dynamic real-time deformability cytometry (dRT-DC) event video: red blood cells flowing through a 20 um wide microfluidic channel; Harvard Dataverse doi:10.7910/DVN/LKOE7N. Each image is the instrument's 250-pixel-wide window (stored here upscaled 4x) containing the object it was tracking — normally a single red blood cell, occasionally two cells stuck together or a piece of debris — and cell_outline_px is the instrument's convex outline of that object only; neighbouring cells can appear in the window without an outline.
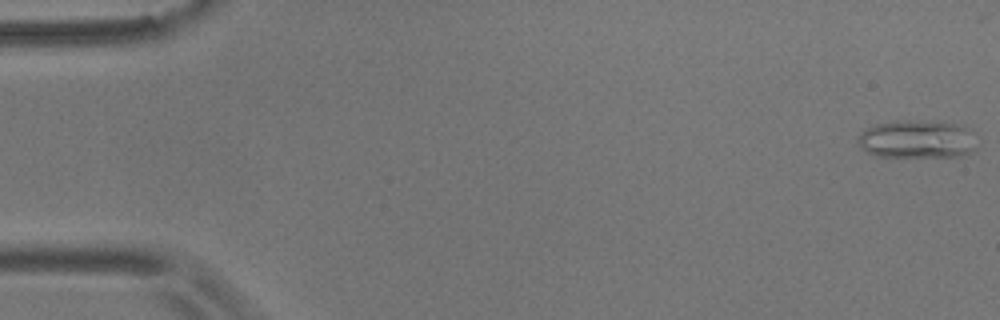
{"species": "common noctule bat (a hibernating species)", "species_latin": "Nyctalus noctula", "temperature_condition": "room temperature", "stored_images_in_passage": 24, "camera_frame_rate_fps": 3000, "um_per_image_px": 0.085, "animal": {"sex": "male", "body_mass_g": 17.9}, "frame": {"image": 1, "passage_image": 1, "time_ms": 0.0, "image_size_px": [1000, 320], "cell_outline_px": [[976, 152], [964, 156], [876, 156], [860, 148], [856, 140], [860, 132], [872, 124], [896, 120], [904, 120], [956, 124], [964, 128], [976, 148]], "centroid_in_image_um": [77.83, 11.85], "position_along_channel_um": 7.2, "area_um2": 26.07}}
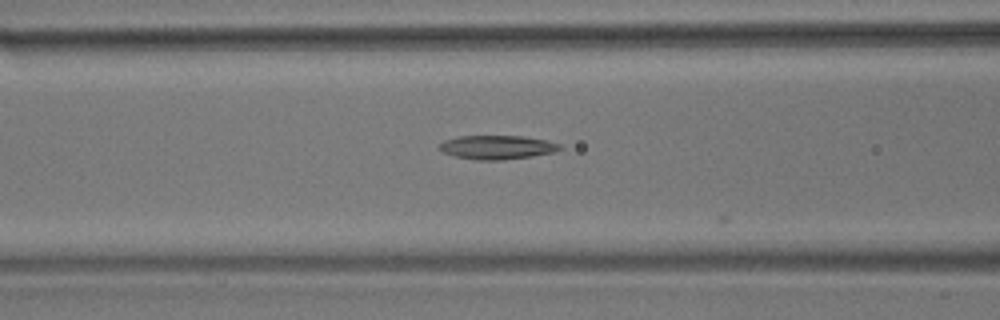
{"frame": {"image": 2, "passage_image": 22, "time_ms": 7.0, "image_size_px": [1000, 320], "cell_outline_px": [[564, 148], [556, 152], [532, 156], [504, 160], [476, 160], [456, 156], [444, 152], [440, 148], [440, 144], [444, 140], [460, 136], [524, 136], [548, 140], [560, 144]], "centroid_in_image_um": [42.33, 12.51], "position_along_channel_um": 124.3, "area_um2": 16.82}}